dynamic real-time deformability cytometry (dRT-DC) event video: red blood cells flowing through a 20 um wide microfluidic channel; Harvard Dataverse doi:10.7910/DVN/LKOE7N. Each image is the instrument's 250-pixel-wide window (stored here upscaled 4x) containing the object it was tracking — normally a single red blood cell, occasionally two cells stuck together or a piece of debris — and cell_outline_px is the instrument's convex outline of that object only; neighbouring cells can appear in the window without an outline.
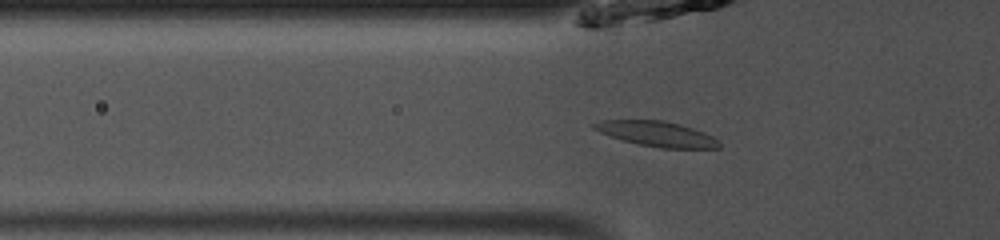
{"species": "common noctule bat (a hibernating species)", "species_latin": "Nyctalus noctula", "temperature_condition": "room temperature", "stored_images_in_passage": 49, "camera_frame_rate_fps": 3000, "um_per_image_px": 0.085, "animal": {"sex": "male", "body_mass_g": 13.0, "forearm_length_mm": 53.1}, "frame": {"image": 1, "passage_image": 16, "time_ms": 5.0, "image_size_px": [1000, 240], "cell_outline_px": [[720, 148], [660, 148], [640, 144], [624, 140], [600, 132], [592, 128], [592, 124], [604, 120], [664, 120], [692, 128], [704, 132], [712, 136], [720, 144]], "centroid_in_image_um": [55.84, 11.37], "position_along_channel_um": 70.0, "area_um2": 17.98}}
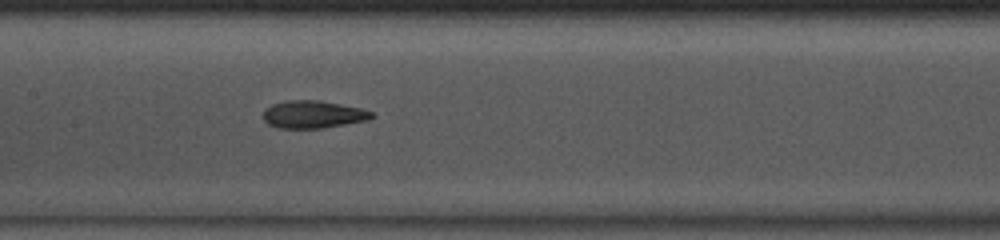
{"frame": {"image": 2, "passage_image": 24, "time_ms": 7.667, "image_size_px": [1000, 240], "cell_outline_px": [[376, 116], [368, 120], [320, 128], [280, 128], [268, 124], [264, 120], [264, 112], [272, 104], [288, 100], [320, 100], [360, 108], [372, 112]], "centroid_in_image_um": [26.63, 9.72], "position_along_channel_um": 180.8, "area_um2": 17.22}}
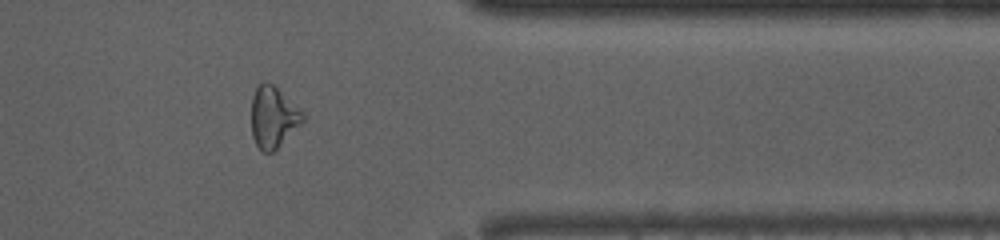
{"frame": {"image": 3, "passage_image": 40, "time_ms": 13.0, "image_size_px": [1000, 240], "cell_outline_px": [[304, 120], [272, 152], [264, 152], [256, 144], [252, 136], [252, 96], [256, 88], [260, 84], [272, 84], [304, 112]], "centroid_in_image_um": [23.21, 9.96], "position_along_channel_um": 388.2, "area_um2": 17.74}, "authors_computed_cell_mechanics": {"area_um2": 17.9758, "velocity_mm_per_s": 4.0867, "shape_relaxation_time_tau1_ms": 5.8157, "shape_relaxation_time_tau2_ms": 3.7389, "deformation_change_tau1": 0.1857, "deformation_change_tau2": 0.0804}}